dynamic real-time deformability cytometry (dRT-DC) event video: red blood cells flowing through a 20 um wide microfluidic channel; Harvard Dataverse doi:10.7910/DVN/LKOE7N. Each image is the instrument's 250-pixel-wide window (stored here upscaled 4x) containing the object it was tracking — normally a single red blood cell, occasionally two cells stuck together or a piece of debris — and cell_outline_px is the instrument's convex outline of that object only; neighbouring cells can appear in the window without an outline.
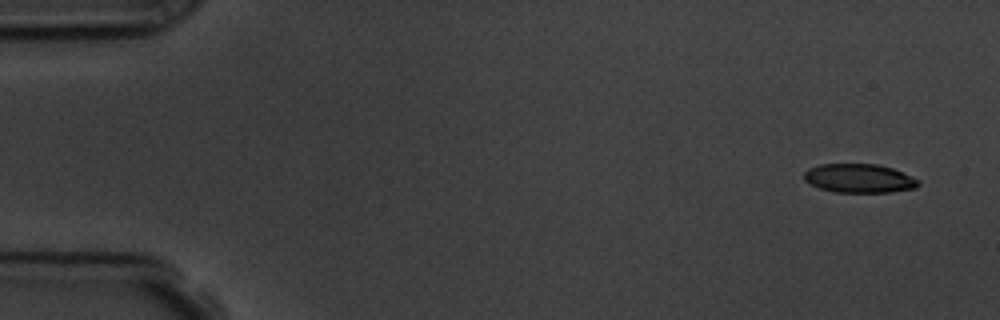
{"species": "common noctule bat (a hibernating species)", "species_latin": "Nyctalus noctula", "temperature_condition": "room temperature", "stored_images_in_passage": 11, "camera_frame_rate_fps": 3000, "um_per_image_px": 0.085, "animal": {"sex": "male", "body_mass_g": 19.5, "forearm_length_mm": 54.6}, "frame": {"image": 1, "passage_image": 1, "time_ms": 0.0, "image_size_px": [1000, 320], "cell_outline_px": [[920, 184], [916, 188], [888, 192], [836, 192], [820, 188], [804, 180], [804, 172], [808, 168], [820, 164], [876, 164], [892, 168], [920, 180]], "centroid_in_image_um": [73.03, 15.15], "position_along_channel_um": 12.0, "area_um2": 19.13}}
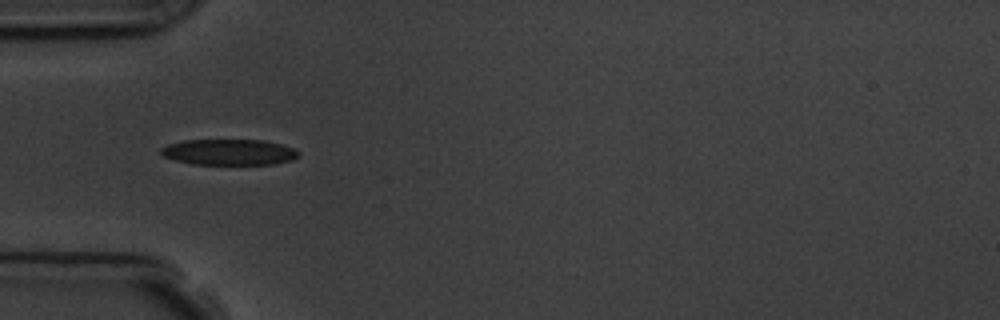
{"frame": {"image": 2, "passage_image": 5, "time_ms": 4.667, "image_size_px": [1000, 320], "cell_outline_px": [[300, 156], [292, 160], [272, 164], [192, 164], [176, 160], [164, 156], [160, 152], [160, 148], [168, 144], [184, 140], [264, 140], [296, 148], [300, 152]], "centroid_in_image_um": [19.5, 12.92], "position_along_channel_um": 65.5, "area_um2": 20.81}}
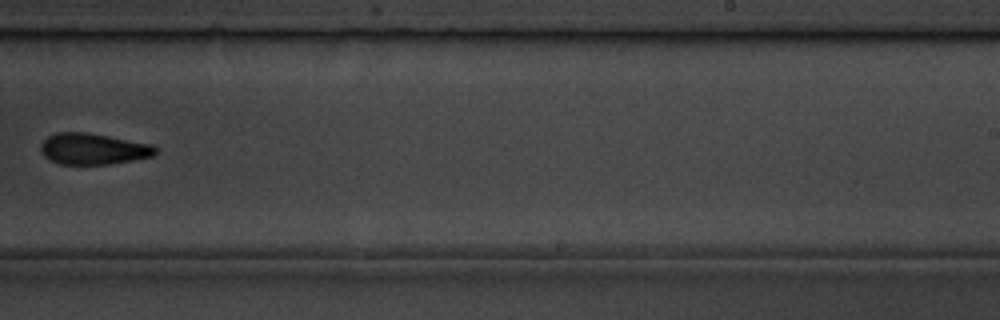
{"frame": {"image": 3, "passage_image": 10, "time_ms": 10.333, "image_size_px": [1000, 320], "cell_outline_px": [[160, 148], [152, 156], [132, 160], [108, 164], [60, 164], [48, 160], [44, 156], [40, 148], [40, 144], [48, 136], [56, 132], [88, 132], [152, 144]], "centroid_in_image_um": [7.91, 12.65], "position_along_channel_um": 281.1, "area_um2": 20.98}}